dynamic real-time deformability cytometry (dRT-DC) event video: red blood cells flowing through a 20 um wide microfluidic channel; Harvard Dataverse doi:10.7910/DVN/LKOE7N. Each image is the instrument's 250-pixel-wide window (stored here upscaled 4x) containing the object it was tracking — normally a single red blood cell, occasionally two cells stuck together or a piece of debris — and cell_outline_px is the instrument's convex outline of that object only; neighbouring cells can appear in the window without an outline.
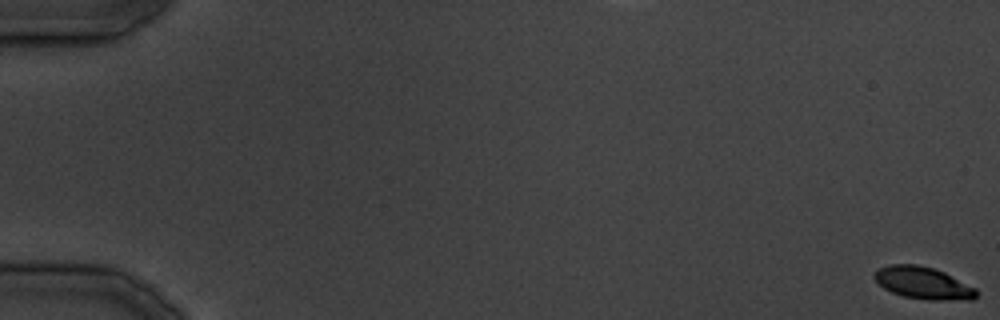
{"species": "common noctule bat (a hibernating species)", "species_latin": "Nyctalus noctula", "temperature_condition": "cold", "stored_images_in_passage": 16, "camera_frame_rate_fps": 3000, "um_per_image_px": 0.085, "animal": {"sex": "male", "body_mass_g": 19.5, "forearm_length_mm": 54.6}, "frame": {"image": 1, "passage_image": 1, "time_ms": 0.0, "image_size_px": [1000, 320], "cell_outline_px": [[976, 296], [972, 300], [928, 300], [904, 296], [892, 292], [884, 288], [872, 276], [880, 268], [892, 264], [916, 264], [932, 268], [944, 272], [976, 288]], "centroid_in_image_um": [78.48, 24.06], "position_along_channel_um": 6.5, "area_um2": 18.9}}